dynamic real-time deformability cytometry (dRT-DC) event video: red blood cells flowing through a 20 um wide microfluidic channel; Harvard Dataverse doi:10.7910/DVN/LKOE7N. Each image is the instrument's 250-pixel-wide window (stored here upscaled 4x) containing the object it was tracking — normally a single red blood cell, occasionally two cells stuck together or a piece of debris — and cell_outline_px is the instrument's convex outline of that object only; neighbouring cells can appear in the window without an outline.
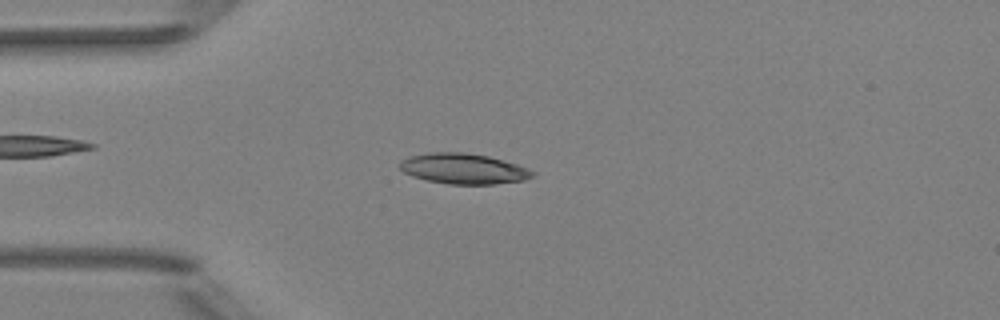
{"species": "Egyptian fruit bat (a non-hibernating species)", "species_latin": "Rousettus aegyptiacus", "temperature_condition": "room temperature", "stored_images_in_passage": 51, "camera_frame_rate_fps": 3000, "um_per_image_px": 0.085, "animal": {"sex": "female"}, "frame": {"image": 1, "passage_image": 13, "time_ms": 4.0, "image_size_px": [1000, 320], "cell_outline_px": [[536, 172], [532, 176], [524, 180], [492, 184], [448, 184], [428, 180], [412, 176], [404, 172], [400, 168], [400, 160], [408, 156], [428, 152], [464, 152], [488, 156], [504, 160], [528, 168]], "centroid_in_image_um": [39.38, 14.33], "position_along_channel_um": 45.6, "area_um2": 23.58}}
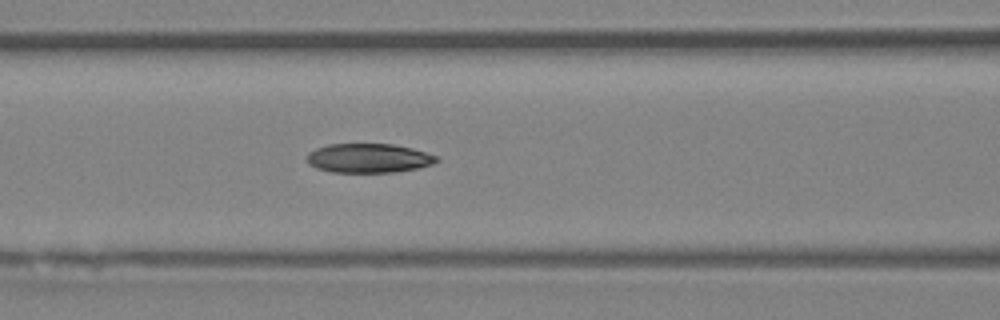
{"frame": {"image": 2, "passage_image": 21, "time_ms": 6.667, "image_size_px": [1000, 320], "cell_outline_px": [[440, 160], [432, 164], [416, 168], [392, 172], [332, 172], [316, 168], [308, 164], [308, 152], [316, 148], [328, 144], [392, 144], [412, 148], [436, 156]], "centroid_in_image_um": [31.3, 13.44], "position_along_channel_um": 135.3, "area_um2": 21.91}}
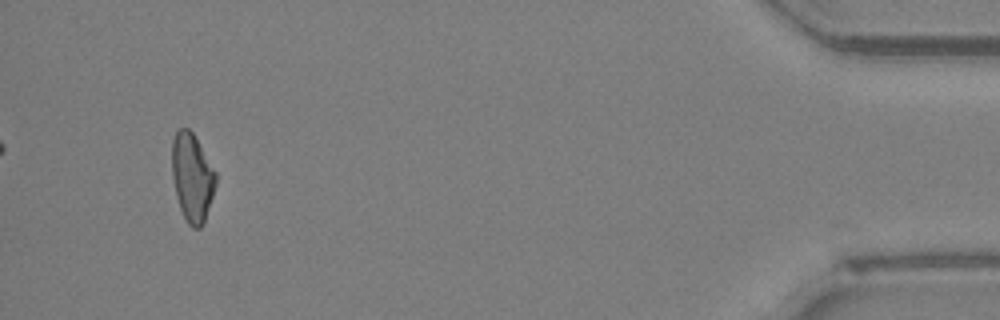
{"frame": {"image": 3, "passage_image": 48, "time_ms": 15.667, "image_size_px": [1000, 320], "cell_outline_px": [[216, 184], [204, 220], [200, 228], [192, 228], [188, 224], [180, 208], [176, 196], [172, 176], [172, 140], [176, 132], [180, 128], [188, 128], [192, 132], [216, 172]], "centroid_in_image_um": [16.32, 15.07], "position_along_channel_um": 418.9, "area_um2": 22.2}, "authors_computed_cell_mechanics": {"area_um2": 22.5998, "velocity_mm_per_s": 4.0049, "shape_relaxation_time_tau1_ms": 10.1254, "shape_relaxation_time_tau2_ms": 4.4409, "deformation_change_tau1": 0.25, "deformation_change_tau2": 0.1037}}